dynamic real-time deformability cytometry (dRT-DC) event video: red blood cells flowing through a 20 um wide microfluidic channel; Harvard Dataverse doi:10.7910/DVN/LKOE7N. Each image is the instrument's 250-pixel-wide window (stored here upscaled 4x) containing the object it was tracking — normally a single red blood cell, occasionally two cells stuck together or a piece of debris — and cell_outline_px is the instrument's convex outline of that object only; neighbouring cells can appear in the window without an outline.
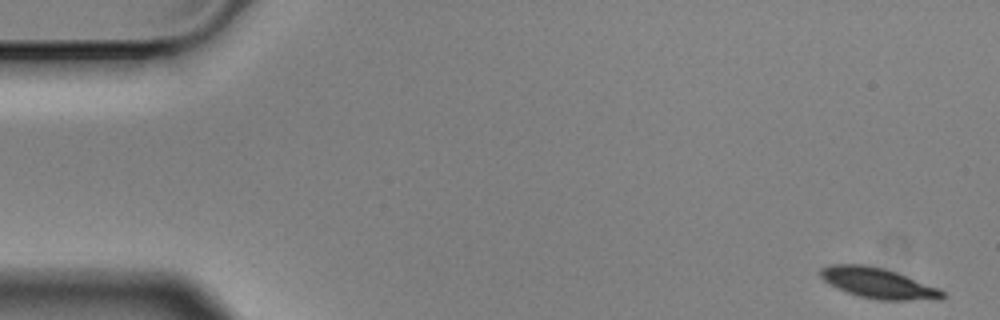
{"species": "Egyptian fruit bat (a non-hibernating species)", "species_latin": "Rousettus aegyptiacus", "temperature_condition": "cold", "stored_images_in_passage": 57, "camera_frame_rate_fps": 3000, "um_per_image_px": 0.085, "animal": {"sex": "male"}, "frame": {"image": 1, "passage_image": 1, "time_ms": 0.0, "image_size_px": [1000, 320], "cell_outline_px": [[944, 296], [940, 300], [880, 300], [860, 296], [836, 288], [824, 280], [820, 276], [820, 268], [832, 264], [868, 264], [884, 268], [896, 272], [940, 288], [944, 292]], "centroid_in_image_um": [74.66, 24.06], "position_along_channel_um": 10.3, "area_um2": 21.73}}
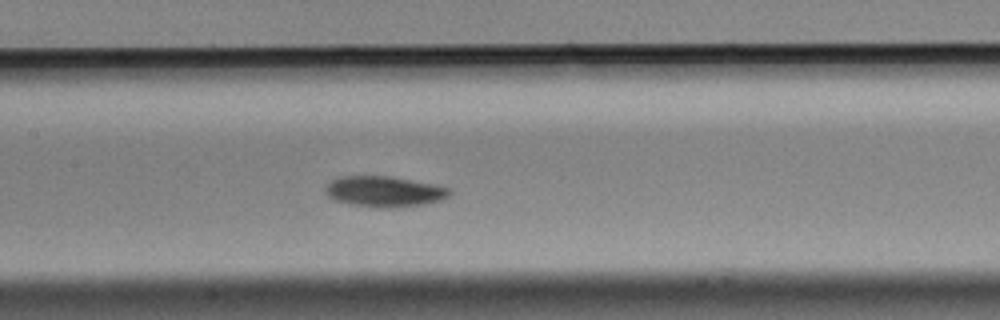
{"frame": {"image": 2, "passage_image": 26, "time_ms": 8.333, "image_size_px": [1000, 320], "cell_outline_px": [[452, 196], [440, 200], [424, 204], [396, 208], [380, 208], [348, 204], [336, 200], [328, 196], [324, 192], [324, 188], [332, 180], [340, 176], [388, 176], [452, 188]], "centroid_in_image_um": [32.67, 16.29], "position_along_channel_um": 174.7, "area_um2": 22.31}}
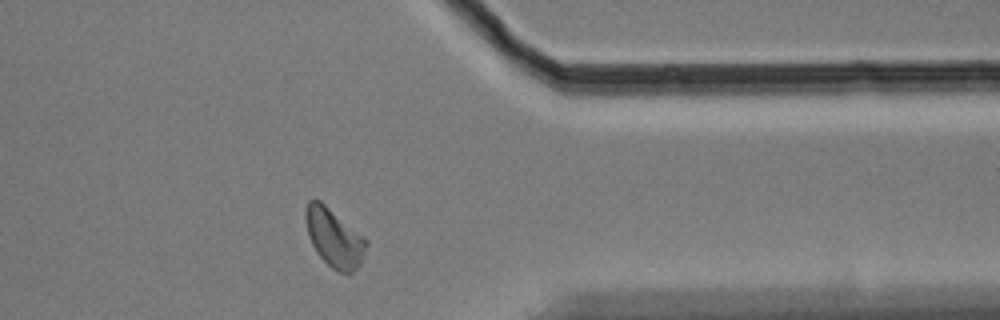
{"frame": {"image": 3, "passage_image": 45, "time_ms": 14.667, "image_size_px": [1000, 320], "cell_outline_px": [[368, 244], [360, 264], [348, 276], [332, 268], [316, 252], [308, 236], [304, 216], [304, 212], [308, 200], [320, 200], [364, 236], [368, 240]], "centroid_in_image_um": [28.4, 20.21], "position_along_channel_um": 383.0, "area_um2": 20.75}, "authors_computed_cell_mechanics": {"area_um2": 21.1548, "velocity_mm_per_s": 3.4785, "shape_relaxation_time_tau1_ms": 2.7618, "shape_relaxation_time_tau2_ms": 4.7016, "deformation_change_tau1": 0.0896, "deformation_change_tau2": 0.0838}}